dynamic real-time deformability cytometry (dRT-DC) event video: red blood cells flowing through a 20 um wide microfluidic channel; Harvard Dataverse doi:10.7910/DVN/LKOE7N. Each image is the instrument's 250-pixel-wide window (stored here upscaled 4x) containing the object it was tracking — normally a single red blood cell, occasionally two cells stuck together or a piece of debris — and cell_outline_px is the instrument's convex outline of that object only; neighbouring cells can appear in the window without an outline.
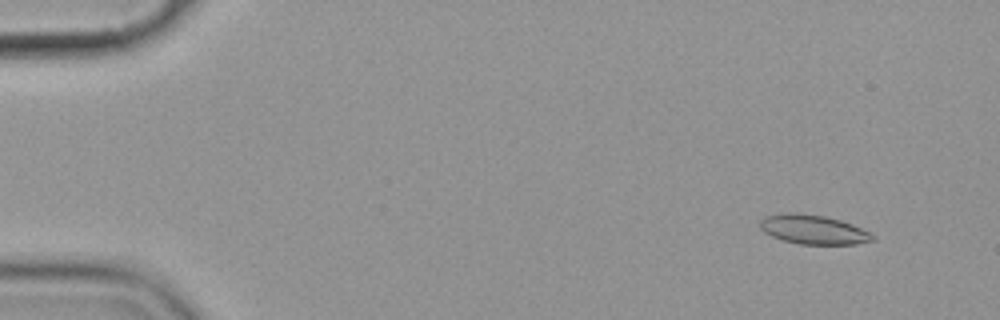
{"species": "common noctule bat (a hibernating species)", "species_latin": "Nyctalus noctula", "temperature_condition": "cold", "stored_images_in_passage": 6, "camera_frame_rate_fps": 3000, "um_per_image_px": 0.085, "animal": {"sex": "female", "body_mass_g": 19.9}, "frame": {"image": 1, "passage_image": 2, "time_ms": 1.333, "image_size_px": [1000, 320], "cell_outline_px": [[876, 240], [856, 244], [800, 244], [784, 240], [772, 236], [764, 232], [760, 228], [760, 220], [764, 216], [784, 212], [796, 212], [824, 216], [840, 220], [852, 224], [876, 236]], "centroid_in_image_um": [69.12, 19.5], "position_along_channel_um": 15.9, "area_um2": 19.25}}
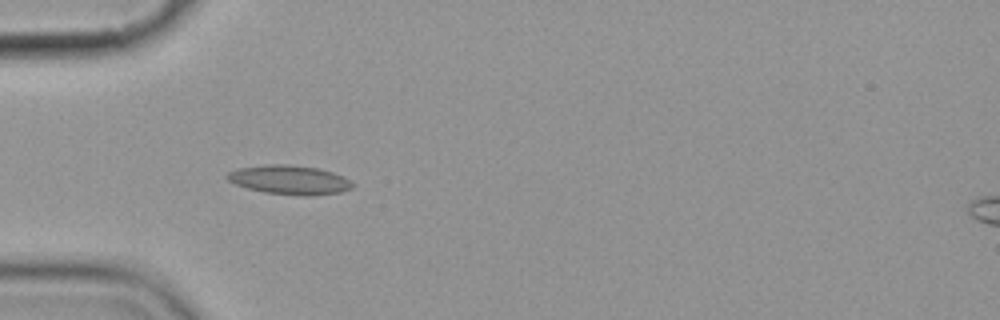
{"frame": {"image": 2, "passage_image": 5, "time_ms": 5.667, "image_size_px": [1000, 320], "cell_outline_px": [[356, 184], [352, 188], [340, 192], [312, 196], [304, 196], [264, 192], [248, 188], [236, 184], [228, 180], [224, 176], [228, 172], [240, 168], [264, 164], [288, 164], [316, 168], [332, 172], [344, 176]], "centroid_in_image_um": [24.63, 15.29], "position_along_channel_um": 60.4, "area_um2": 21.33}}
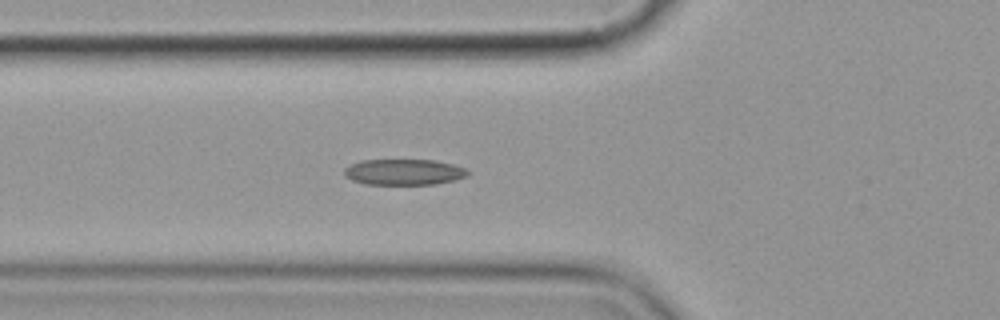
{"frame": {"image": 3, "passage_image": 6, "time_ms": 6.667, "image_size_px": [1000, 320], "cell_outline_px": [[468, 176], [456, 180], [436, 184], [364, 184], [352, 180], [344, 176], [344, 168], [360, 160], [436, 160], [452, 164], [464, 168], [468, 172]], "centroid_in_image_um": [34.32, 14.62], "position_along_channel_um": 91.5, "area_um2": 18.67}}